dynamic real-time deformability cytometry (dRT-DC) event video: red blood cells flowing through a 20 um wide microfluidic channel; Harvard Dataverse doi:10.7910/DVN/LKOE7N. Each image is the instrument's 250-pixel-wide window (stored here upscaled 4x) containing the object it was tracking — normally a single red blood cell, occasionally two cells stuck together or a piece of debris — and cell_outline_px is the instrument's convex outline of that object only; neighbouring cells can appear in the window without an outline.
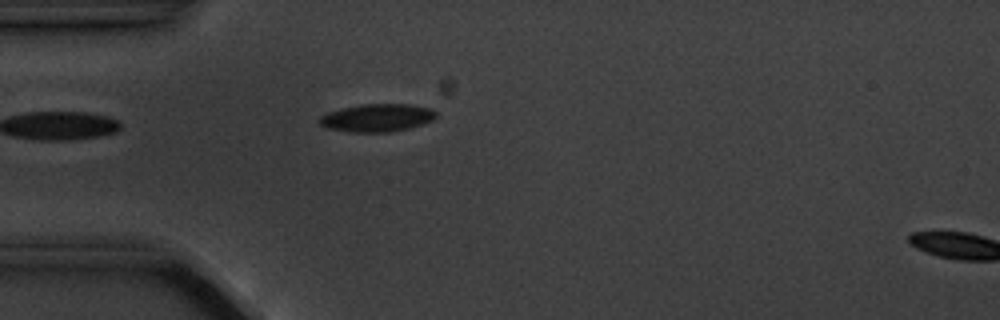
{"species": "common noctule bat (a hibernating species)", "species_latin": "Nyctalus noctula", "temperature_condition": "cold", "stored_images_in_passage": 5, "camera_frame_rate_fps": 3000, "um_per_image_px": 0.085, "animal": {"sex": "male", "body_mass_g": 20.1, "forearm_length_mm": 53.5}, "frame": {"image": 1, "passage_image": 4, "time_ms": 3.667, "image_size_px": [1000, 320], "cell_outline_px": [[436, 116], [432, 120], [408, 128], [392, 132], [352, 132], [328, 128], [320, 124], [320, 116], [328, 112], [340, 108], [360, 104], [408, 104], [432, 108], [436, 112]], "centroid_in_image_um": [32.05, 10.0], "position_along_channel_um": 53.0, "area_um2": 18.84}}